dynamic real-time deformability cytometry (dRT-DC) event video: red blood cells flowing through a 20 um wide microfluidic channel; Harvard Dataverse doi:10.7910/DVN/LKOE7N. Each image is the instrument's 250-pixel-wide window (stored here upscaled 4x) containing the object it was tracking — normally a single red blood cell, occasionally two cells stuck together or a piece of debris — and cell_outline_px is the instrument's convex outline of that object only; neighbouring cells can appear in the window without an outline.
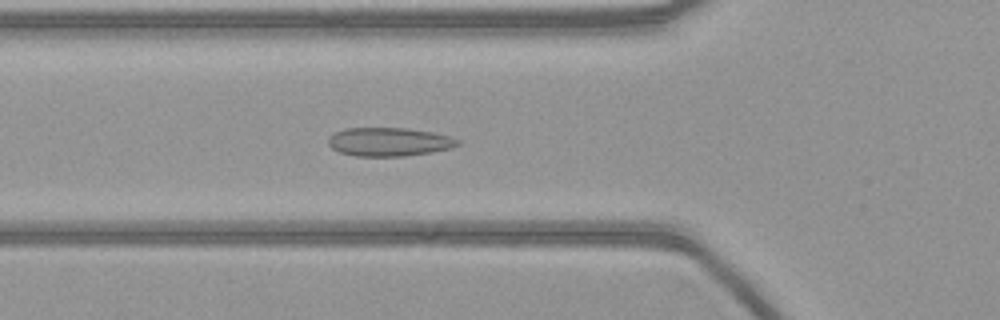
{"species": "common noctule bat (a hibernating species)", "species_latin": "Nyctalus noctula", "temperature_condition": "warm", "stored_images_in_passage": 20, "camera_frame_rate_fps": 3000, "um_per_image_px": 0.085, "animal": {"sex": "female", "body_mass_g": 21.9}, "frame": {"image": 1, "passage_image": 10, "time_ms": 3.0, "image_size_px": [1000, 320], "cell_outline_px": [[460, 144], [452, 148], [432, 152], [404, 156], [356, 156], [340, 152], [332, 148], [328, 144], [328, 136], [344, 128], [408, 128], [432, 132], [448, 136], [460, 140]], "centroid_in_image_um": [33.07, 12.05], "position_along_channel_um": 92.7, "area_um2": 21.62}}
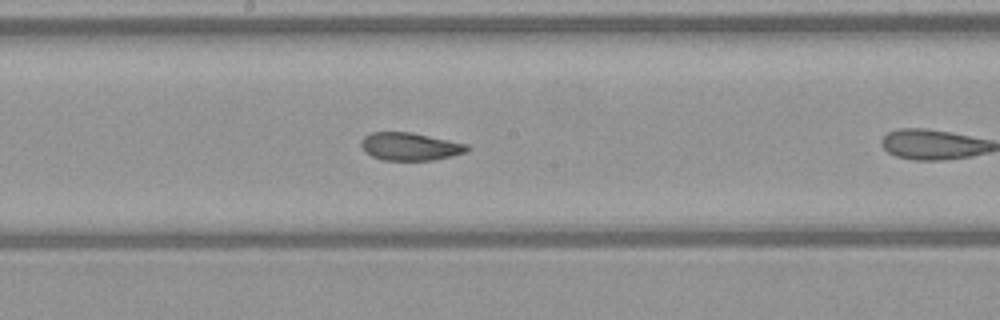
{"frame": {"image": 2, "passage_image": 16, "time_ms": 5.0, "image_size_px": [1000, 320], "cell_outline_px": [[472, 148], [468, 152], [452, 156], [432, 160], [380, 160], [364, 152], [360, 144], [360, 140], [364, 136], [372, 132], [412, 132], [468, 144]], "centroid_in_image_um": [34.86, 12.45], "position_along_channel_um": 213.3, "area_um2": 17.46}}
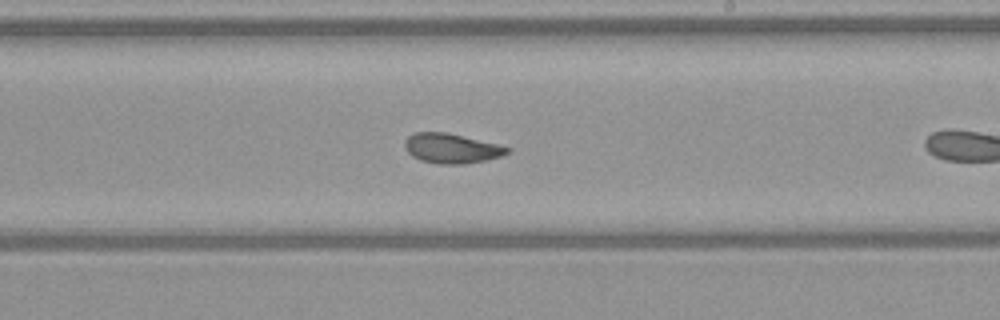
{"frame": {"image": 3, "passage_image": 19, "time_ms": 6.0, "image_size_px": [1000, 320], "cell_outline_px": [[512, 148], [508, 152], [500, 156], [484, 160], [464, 164], [440, 164], [420, 160], [412, 156], [404, 148], [404, 140], [408, 136], [416, 132], [448, 132]], "centroid_in_image_um": [38.33, 12.6], "position_along_channel_um": 250.7, "area_um2": 17.69}}